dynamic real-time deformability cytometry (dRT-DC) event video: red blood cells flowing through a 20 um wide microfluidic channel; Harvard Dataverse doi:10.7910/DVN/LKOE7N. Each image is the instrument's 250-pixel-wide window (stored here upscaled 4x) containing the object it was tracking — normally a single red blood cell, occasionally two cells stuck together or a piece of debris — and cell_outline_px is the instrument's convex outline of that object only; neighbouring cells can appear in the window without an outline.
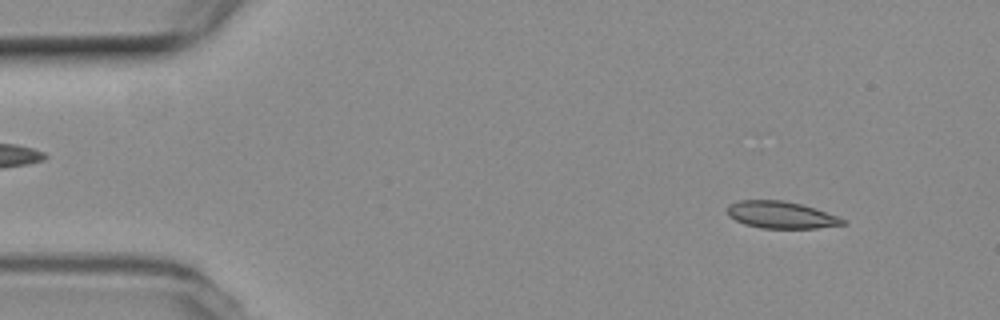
{"species": "common noctule bat (a hibernating species)", "species_latin": "Nyctalus noctula", "temperature_condition": "room temperature", "stored_images_in_passage": 53, "camera_frame_rate_fps": 3000, "um_per_image_px": 0.085, "animal": {"sex": "female", "body_mass_g": 19.3, "forearm_length_mm": 54.1}, "frame": {"image": 1, "passage_image": 5, "time_ms": 1.333, "image_size_px": [1000, 320], "cell_outline_px": [[848, 224], [816, 228], [760, 228], [744, 224], [728, 216], [728, 204], [736, 200], [784, 200], [804, 204], [836, 216], [844, 220]], "centroid_in_image_um": [66.36, 18.25], "position_along_channel_um": 18.6, "area_um2": 18.26}}
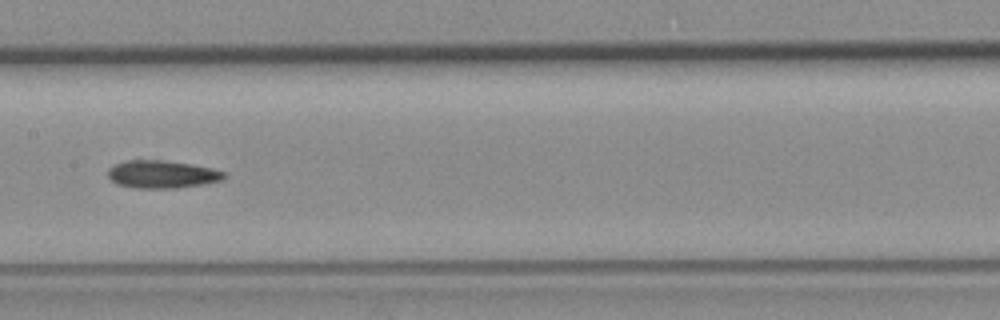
{"frame": {"image": 2, "passage_image": 26, "time_ms": 8.333, "image_size_px": [1000, 320], "cell_outline_px": [[228, 176], [224, 180], [204, 184], [176, 188], [136, 188], [116, 184], [108, 176], [108, 168], [116, 164], [128, 160], [160, 160], [192, 164], [212, 168], [224, 172]], "centroid_in_image_um": [13.81, 14.82], "position_along_channel_um": 193.6, "area_um2": 18.84}}
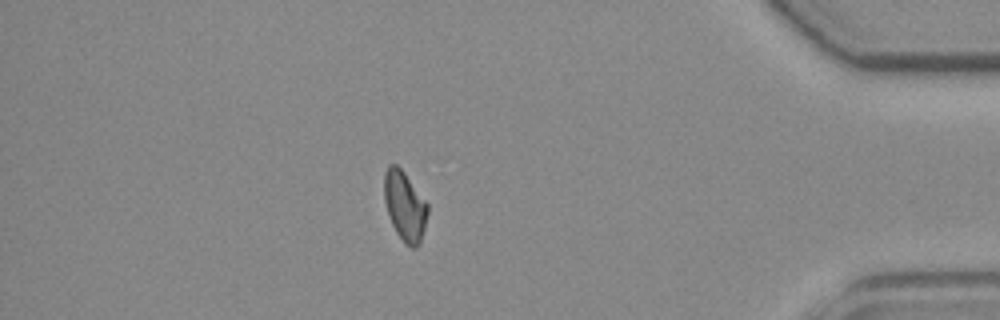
{"frame": {"image": 3, "passage_image": 46, "time_ms": 15.0, "image_size_px": [1000, 320], "cell_outline_px": [[428, 212], [420, 244], [416, 248], [412, 248], [404, 244], [396, 232], [388, 216], [384, 200], [384, 172], [388, 164], [396, 164], [404, 172], [428, 204]], "centroid_in_image_um": [34.39, 17.52], "position_along_channel_um": 400.8, "area_um2": 17.74}, "authors_computed_cell_mechanics": {"area_um2": 18.207, "velocity_mm_per_s": 3.7746, "shape_relaxation_time_tau1_ms": null, "shape_relaxation_time_tau2_ms": 9.325, "deformation_change_tau1": null, "deformation_change_tau2": 0.1539}}